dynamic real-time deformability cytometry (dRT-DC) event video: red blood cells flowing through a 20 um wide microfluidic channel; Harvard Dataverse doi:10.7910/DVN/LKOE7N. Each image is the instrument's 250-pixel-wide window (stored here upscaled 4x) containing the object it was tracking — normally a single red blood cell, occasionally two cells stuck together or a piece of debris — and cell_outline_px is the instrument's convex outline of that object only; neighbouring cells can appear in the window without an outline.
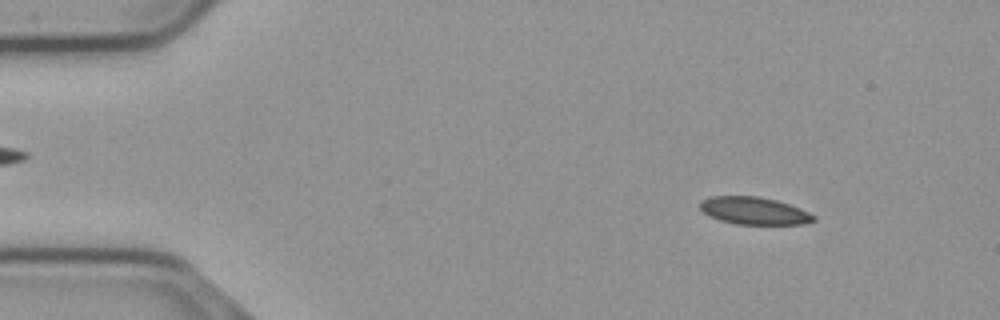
{"species": "common noctule bat (a hibernating species)", "species_latin": "Nyctalus noctula", "temperature_condition": "cold", "stored_images_in_passage": 55, "camera_frame_rate_fps": 3000, "um_per_image_px": 0.085, "animal": {"sex": "male", "body_mass_g": 23.1, "forearm_length_mm": 52.7}, "frame": {"image": 1, "passage_image": 6, "time_ms": 1.667, "image_size_px": [1000, 320], "cell_outline_px": [[816, 220], [804, 224], [736, 224], [720, 220], [708, 216], [700, 208], [700, 200], [708, 196], [756, 196], [776, 200], [800, 208], [816, 216]], "centroid_in_image_um": [64.08, 17.91], "position_along_channel_um": 20.9, "area_um2": 18.21}}
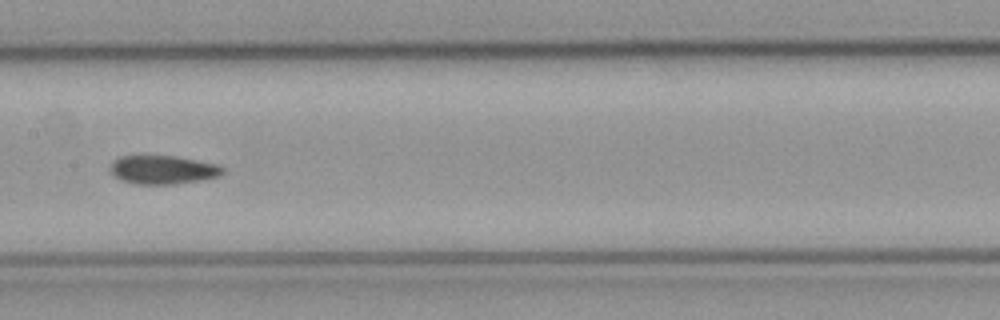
{"frame": {"image": 2, "passage_image": 27, "time_ms": 8.667, "image_size_px": [1000, 320], "cell_outline_px": [[224, 172], [220, 176], [204, 180], [176, 184], [136, 184], [124, 180], [116, 176], [112, 172], [112, 160], [120, 156], [176, 156], [216, 164], [224, 168]], "centroid_in_image_um": [13.9, 14.43], "position_along_channel_um": 193.5, "area_um2": 18.61}}
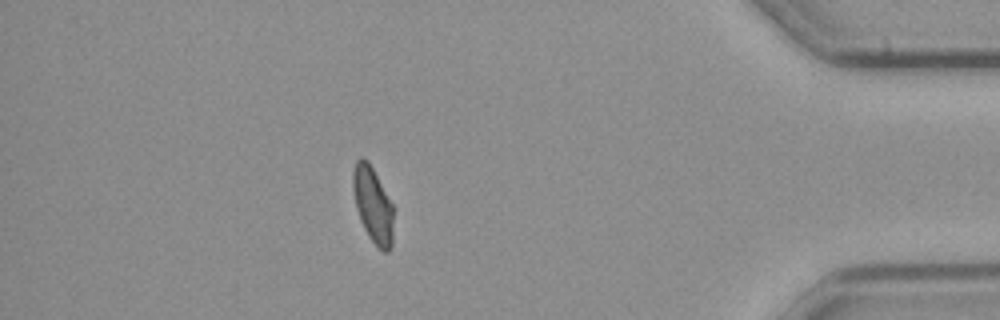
{"frame": {"image": 3, "passage_image": 48, "time_ms": 15.667, "image_size_px": [1000, 320], "cell_outline_px": [[392, 248], [388, 252], [384, 252], [368, 236], [360, 220], [356, 208], [352, 188], [352, 172], [356, 160], [360, 156], [368, 160], [392, 204]], "centroid_in_image_um": [31.66, 17.38], "position_along_channel_um": 403.5, "area_um2": 17.74}, "authors_computed_cell_mechanics": {"area_um2": 18.7272, "velocity_mm_per_s": 3.679, "shape_relaxation_time_tau1_ms": 4.8693, "shape_relaxation_time_tau2_ms": 1.955, "deformation_change_tau1": 0.1271, "deformation_change_tau2": 0.0672}}